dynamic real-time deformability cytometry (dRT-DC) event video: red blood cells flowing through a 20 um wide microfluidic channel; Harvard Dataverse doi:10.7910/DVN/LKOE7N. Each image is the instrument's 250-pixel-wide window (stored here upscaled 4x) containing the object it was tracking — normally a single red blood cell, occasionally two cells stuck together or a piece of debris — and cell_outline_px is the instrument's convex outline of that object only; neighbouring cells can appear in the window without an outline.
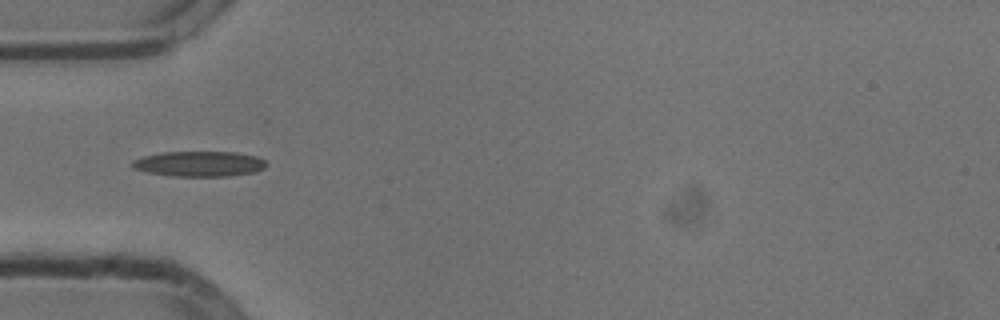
{"species": "common noctule bat (a hibernating species)", "species_latin": "Nyctalus noctula", "temperature_condition": "cold", "stored_images_in_passage": 19, "camera_frame_rate_fps": 3000, "um_per_image_px": 0.085, "animal": {"sex": "male", "body_mass_g": 13.3}, "frame": {"image": 1, "passage_image": 4, "time_ms": 1.0, "image_size_px": [1000, 320], "cell_outline_px": [[268, 164], [264, 168], [256, 172], [228, 176], [172, 176], [148, 172], [132, 168], [132, 160], [144, 156], [160, 152], [236, 152], [256, 156], [264, 160]], "centroid_in_image_um": [16.95, 13.92], "position_along_channel_um": 68.0, "area_um2": 19.83}}
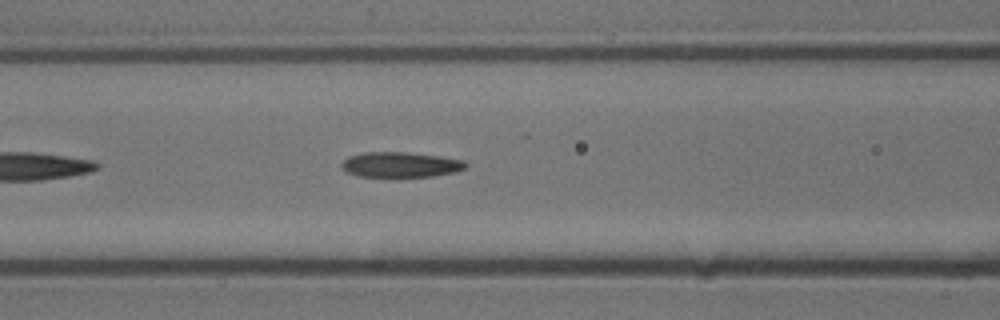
{"frame": {"image": 2, "passage_image": 9, "time_ms": 2.667, "image_size_px": [1000, 320], "cell_outline_px": [[468, 164], [464, 168], [456, 172], [432, 176], [396, 180], [356, 176], [340, 168], [340, 164], [348, 156], [364, 152], [408, 152], [440, 156], [464, 160]], "centroid_in_image_um": [34.0, 14.04], "position_along_channel_um": 132.6, "area_um2": 19.36}}